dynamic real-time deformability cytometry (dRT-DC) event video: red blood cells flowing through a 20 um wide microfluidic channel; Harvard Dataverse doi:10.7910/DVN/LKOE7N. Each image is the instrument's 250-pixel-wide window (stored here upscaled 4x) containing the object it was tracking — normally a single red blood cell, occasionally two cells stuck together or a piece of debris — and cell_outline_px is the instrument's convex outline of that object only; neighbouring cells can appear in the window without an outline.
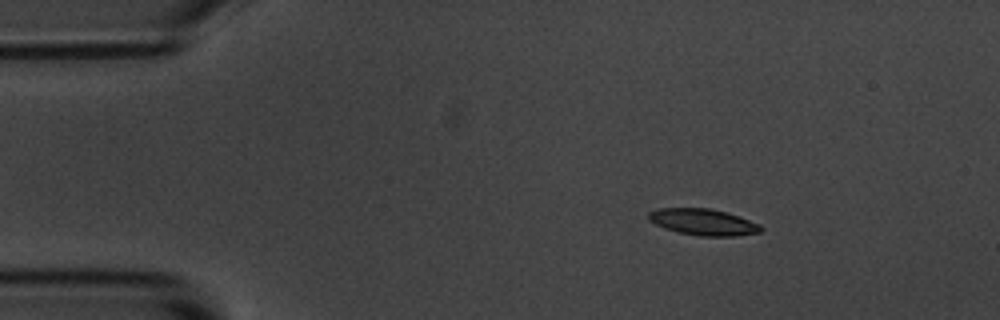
{"species": "common noctule bat (a hibernating species)", "species_latin": "Nyctalus noctula", "temperature_condition": "room temperature", "stored_images_in_passage": 3, "camera_frame_rate_fps": 3000, "um_per_image_px": 0.085, "animal": {"sex": "male", "body_mass_g": 20.1, "forearm_length_mm": 53.5}, "frame": {"image": 1, "passage_image": 1, "time_ms": 0.0, "image_size_px": [1000, 320], "cell_outline_px": [[764, 228], [760, 232], [736, 236], [700, 236], [680, 232], [664, 228], [648, 220], [648, 212], [660, 208], [708, 208], [724, 212], [760, 224]], "centroid_in_image_um": [59.76, 18.88], "position_along_channel_um": 25.2, "area_um2": 17.05}}